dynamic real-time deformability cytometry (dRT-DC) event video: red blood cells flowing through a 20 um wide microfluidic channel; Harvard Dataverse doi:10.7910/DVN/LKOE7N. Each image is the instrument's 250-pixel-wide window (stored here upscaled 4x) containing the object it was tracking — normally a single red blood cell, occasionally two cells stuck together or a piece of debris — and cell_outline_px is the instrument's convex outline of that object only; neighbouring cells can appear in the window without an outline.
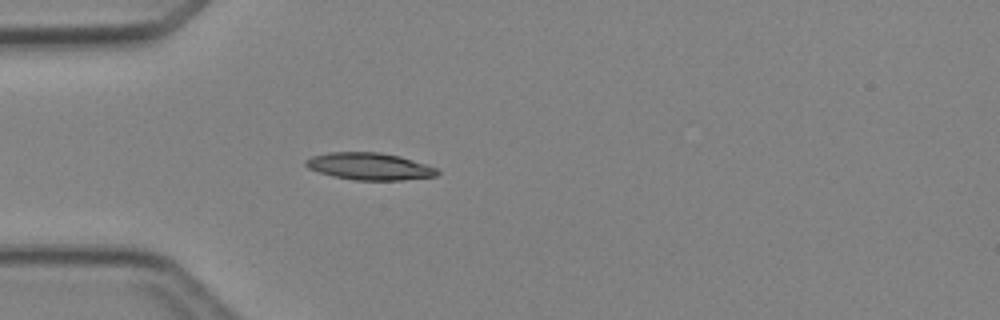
{"species": "Egyptian fruit bat (a non-hibernating species)", "species_latin": "Rousettus aegyptiacus", "temperature_condition": "cold", "stored_images_in_passage": 3, "camera_frame_rate_fps": 3000, "um_per_image_px": 0.085, "animal": {"sex": "female"}, "frame": {"image": 1, "passage_image": 3, "time_ms": 2.333, "image_size_px": [1000, 320], "cell_outline_px": [[440, 172], [436, 176], [400, 180], [356, 180], [332, 176], [308, 168], [304, 164], [304, 160], [312, 156], [328, 152], [380, 152], [400, 156], [440, 168]], "centroid_in_image_um": [31.43, 14.13], "position_along_channel_um": 53.6, "area_um2": 20.92}}